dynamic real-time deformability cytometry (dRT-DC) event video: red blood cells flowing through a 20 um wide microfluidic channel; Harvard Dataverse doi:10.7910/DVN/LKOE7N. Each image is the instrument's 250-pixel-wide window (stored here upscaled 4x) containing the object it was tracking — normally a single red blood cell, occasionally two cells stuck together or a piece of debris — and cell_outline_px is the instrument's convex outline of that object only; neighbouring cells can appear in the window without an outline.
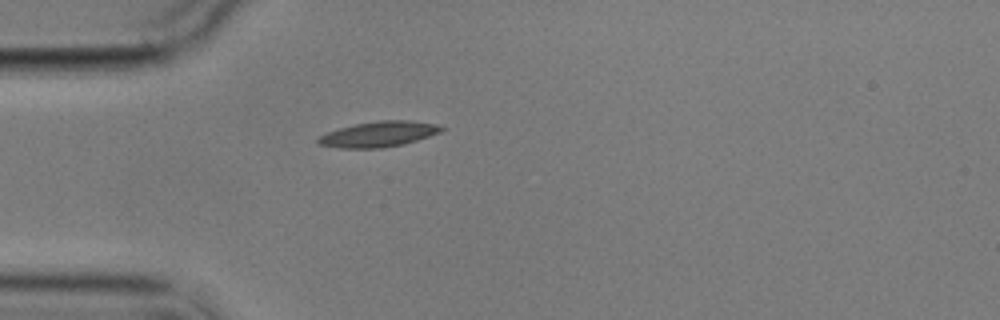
{"species": "common noctule bat (a hibernating species)", "species_latin": "Nyctalus noctula", "temperature_condition": "cold", "stored_images_in_passage": 4, "camera_frame_rate_fps": 3000, "um_per_image_px": 0.085, "animal": {"sex": "male", "body_mass_g": 17.9}, "frame": {"image": 1, "passage_image": 4, "time_ms": 5.0, "image_size_px": [1000, 320], "cell_outline_px": [[448, 128], [440, 132], [404, 144], [380, 148], [340, 148], [316, 144], [316, 140], [320, 136], [328, 132], [340, 128], [356, 124], [380, 120], [408, 120], [436, 124]], "centroid_in_image_um": [32.19, 11.4], "position_along_channel_um": 52.8, "area_um2": 18.21}}